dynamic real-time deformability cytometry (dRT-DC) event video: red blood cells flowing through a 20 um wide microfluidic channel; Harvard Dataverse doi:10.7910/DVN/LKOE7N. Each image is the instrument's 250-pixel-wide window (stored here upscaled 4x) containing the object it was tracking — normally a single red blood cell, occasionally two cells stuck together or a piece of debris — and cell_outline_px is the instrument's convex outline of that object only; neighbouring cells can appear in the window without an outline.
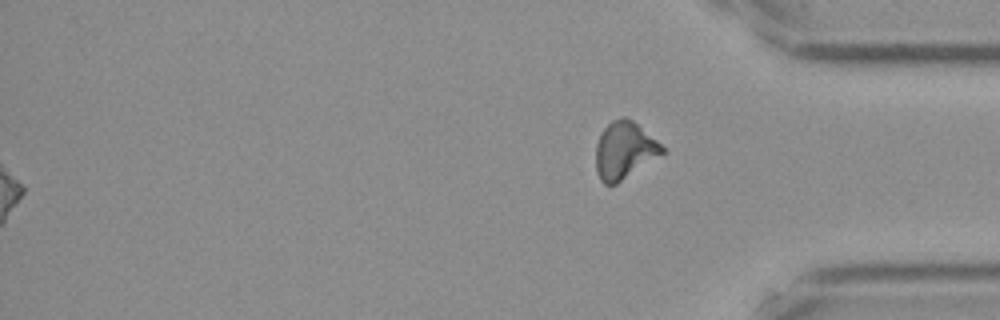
{"species": "Egyptian fruit bat (a non-hibernating species)", "species_latin": "Rousettus aegyptiacus", "temperature_condition": "cold", "stored_images_in_passage": 54, "segment_of_instrument_passage": [2, 2], "camera_frame_rate_fps": 3000, "um_per_image_px": 0.085, "frame": {"image": 1, "passage_image": 54, "time_ms": 17.667, "image_size_px": [1000, 320], "cell_outline_px": [[664, 152], [616, 184], [604, 184], [600, 180], [596, 172], [596, 144], [604, 128], [612, 120], [620, 116], [624, 116], [632, 120], [656, 140], [664, 148]], "centroid_in_image_um": [53.03, 12.77], "position_along_channel_um": 382.2, "area_um2": 21.68}}